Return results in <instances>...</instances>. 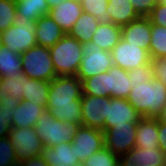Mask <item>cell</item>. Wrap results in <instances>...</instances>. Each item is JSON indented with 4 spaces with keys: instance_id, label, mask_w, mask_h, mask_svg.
I'll return each mask as SVG.
<instances>
[{
    "instance_id": "9c48e42d",
    "label": "cell",
    "mask_w": 166,
    "mask_h": 166,
    "mask_svg": "<svg viewBox=\"0 0 166 166\" xmlns=\"http://www.w3.org/2000/svg\"><path fill=\"white\" fill-rule=\"evenodd\" d=\"M113 64L124 70L132 71L151 62L146 49L127 43L122 38L111 50Z\"/></svg>"
},
{
    "instance_id": "f6af8a7d",
    "label": "cell",
    "mask_w": 166,
    "mask_h": 166,
    "mask_svg": "<svg viewBox=\"0 0 166 166\" xmlns=\"http://www.w3.org/2000/svg\"><path fill=\"white\" fill-rule=\"evenodd\" d=\"M162 119L166 121V109H165V113H164Z\"/></svg>"
},
{
    "instance_id": "1f68e13d",
    "label": "cell",
    "mask_w": 166,
    "mask_h": 166,
    "mask_svg": "<svg viewBox=\"0 0 166 166\" xmlns=\"http://www.w3.org/2000/svg\"><path fill=\"white\" fill-rule=\"evenodd\" d=\"M83 12L91 14L99 23H112L111 15L106 10L108 0H80Z\"/></svg>"
},
{
    "instance_id": "8992f818",
    "label": "cell",
    "mask_w": 166,
    "mask_h": 166,
    "mask_svg": "<svg viewBox=\"0 0 166 166\" xmlns=\"http://www.w3.org/2000/svg\"><path fill=\"white\" fill-rule=\"evenodd\" d=\"M35 33L36 21L15 16L14 24L1 32L3 45L12 52L22 54L37 45Z\"/></svg>"
},
{
    "instance_id": "d4e9b609",
    "label": "cell",
    "mask_w": 166,
    "mask_h": 166,
    "mask_svg": "<svg viewBox=\"0 0 166 166\" xmlns=\"http://www.w3.org/2000/svg\"><path fill=\"white\" fill-rule=\"evenodd\" d=\"M16 16L21 19L37 21L43 15H49L50 8L46 0H15Z\"/></svg>"
},
{
    "instance_id": "d590c367",
    "label": "cell",
    "mask_w": 166,
    "mask_h": 166,
    "mask_svg": "<svg viewBox=\"0 0 166 166\" xmlns=\"http://www.w3.org/2000/svg\"><path fill=\"white\" fill-rule=\"evenodd\" d=\"M129 72L130 83L148 82L153 80L152 62Z\"/></svg>"
},
{
    "instance_id": "83f0119b",
    "label": "cell",
    "mask_w": 166,
    "mask_h": 166,
    "mask_svg": "<svg viewBox=\"0 0 166 166\" xmlns=\"http://www.w3.org/2000/svg\"><path fill=\"white\" fill-rule=\"evenodd\" d=\"M29 79L24 73L16 74V76L0 78V85L3 93L10 98H16L20 101L26 95V81Z\"/></svg>"
},
{
    "instance_id": "bcb514c9",
    "label": "cell",
    "mask_w": 166,
    "mask_h": 166,
    "mask_svg": "<svg viewBox=\"0 0 166 166\" xmlns=\"http://www.w3.org/2000/svg\"><path fill=\"white\" fill-rule=\"evenodd\" d=\"M54 166H71V165H66L63 163V165H54Z\"/></svg>"
},
{
    "instance_id": "74e56055",
    "label": "cell",
    "mask_w": 166,
    "mask_h": 166,
    "mask_svg": "<svg viewBox=\"0 0 166 166\" xmlns=\"http://www.w3.org/2000/svg\"><path fill=\"white\" fill-rule=\"evenodd\" d=\"M148 17L152 24L166 27V5L157 3Z\"/></svg>"
},
{
    "instance_id": "d6986e66",
    "label": "cell",
    "mask_w": 166,
    "mask_h": 166,
    "mask_svg": "<svg viewBox=\"0 0 166 166\" xmlns=\"http://www.w3.org/2000/svg\"><path fill=\"white\" fill-rule=\"evenodd\" d=\"M64 35L65 32L57 25L50 15H43L36 21L35 37L37 45L51 48Z\"/></svg>"
},
{
    "instance_id": "4316f807",
    "label": "cell",
    "mask_w": 166,
    "mask_h": 166,
    "mask_svg": "<svg viewBox=\"0 0 166 166\" xmlns=\"http://www.w3.org/2000/svg\"><path fill=\"white\" fill-rule=\"evenodd\" d=\"M49 89V81L29 78L26 81V95L23 97V100H28L39 106L46 107Z\"/></svg>"
},
{
    "instance_id": "60d3db41",
    "label": "cell",
    "mask_w": 166,
    "mask_h": 166,
    "mask_svg": "<svg viewBox=\"0 0 166 166\" xmlns=\"http://www.w3.org/2000/svg\"><path fill=\"white\" fill-rule=\"evenodd\" d=\"M18 166H49L43 156L32 157L27 161L18 163Z\"/></svg>"
},
{
    "instance_id": "ba28073f",
    "label": "cell",
    "mask_w": 166,
    "mask_h": 166,
    "mask_svg": "<svg viewBox=\"0 0 166 166\" xmlns=\"http://www.w3.org/2000/svg\"><path fill=\"white\" fill-rule=\"evenodd\" d=\"M8 137L14 147L18 163L42 155V151L45 148L34 127L12 128Z\"/></svg>"
},
{
    "instance_id": "836d02e7",
    "label": "cell",
    "mask_w": 166,
    "mask_h": 166,
    "mask_svg": "<svg viewBox=\"0 0 166 166\" xmlns=\"http://www.w3.org/2000/svg\"><path fill=\"white\" fill-rule=\"evenodd\" d=\"M16 16L15 0H0V32L14 24Z\"/></svg>"
},
{
    "instance_id": "5bb4252c",
    "label": "cell",
    "mask_w": 166,
    "mask_h": 166,
    "mask_svg": "<svg viewBox=\"0 0 166 166\" xmlns=\"http://www.w3.org/2000/svg\"><path fill=\"white\" fill-rule=\"evenodd\" d=\"M166 162V156L161 148L134 147L119 157L121 166H160Z\"/></svg>"
},
{
    "instance_id": "f35d334b",
    "label": "cell",
    "mask_w": 166,
    "mask_h": 166,
    "mask_svg": "<svg viewBox=\"0 0 166 166\" xmlns=\"http://www.w3.org/2000/svg\"><path fill=\"white\" fill-rule=\"evenodd\" d=\"M151 62L153 78L162 81L166 85V58H154Z\"/></svg>"
},
{
    "instance_id": "44dd1931",
    "label": "cell",
    "mask_w": 166,
    "mask_h": 166,
    "mask_svg": "<svg viewBox=\"0 0 166 166\" xmlns=\"http://www.w3.org/2000/svg\"><path fill=\"white\" fill-rule=\"evenodd\" d=\"M135 147L160 148L158 143V118L142 117L137 123Z\"/></svg>"
},
{
    "instance_id": "8d00e7d4",
    "label": "cell",
    "mask_w": 166,
    "mask_h": 166,
    "mask_svg": "<svg viewBox=\"0 0 166 166\" xmlns=\"http://www.w3.org/2000/svg\"><path fill=\"white\" fill-rule=\"evenodd\" d=\"M136 13L141 17H148L153 7L157 4V0H130Z\"/></svg>"
},
{
    "instance_id": "8fae6325",
    "label": "cell",
    "mask_w": 166,
    "mask_h": 166,
    "mask_svg": "<svg viewBox=\"0 0 166 166\" xmlns=\"http://www.w3.org/2000/svg\"><path fill=\"white\" fill-rule=\"evenodd\" d=\"M104 142V132L102 130L85 126H79L72 138L76 156L81 162L105 147Z\"/></svg>"
},
{
    "instance_id": "7c38bea8",
    "label": "cell",
    "mask_w": 166,
    "mask_h": 166,
    "mask_svg": "<svg viewBox=\"0 0 166 166\" xmlns=\"http://www.w3.org/2000/svg\"><path fill=\"white\" fill-rule=\"evenodd\" d=\"M111 97L83 94L81 97L82 126L100 129L104 132L107 102Z\"/></svg>"
},
{
    "instance_id": "5b68a950",
    "label": "cell",
    "mask_w": 166,
    "mask_h": 166,
    "mask_svg": "<svg viewBox=\"0 0 166 166\" xmlns=\"http://www.w3.org/2000/svg\"><path fill=\"white\" fill-rule=\"evenodd\" d=\"M22 71L30 79L52 81L57 77L50 50L35 45L21 54Z\"/></svg>"
},
{
    "instance_id": "4dcf8cb0",
    "label": "cell",
    "mask_w": 166,
    "mask_h": 166,
    "mask_svg": "<svg viewBox=\"0 0 166 166\" xmlns=\"http://www.w3.org/2000/svg\"><path fill=\"white\" fill-rule=\"evenodd\" d=\"M83 94L90 96H108L107 72L91 76L82 81Z\"/></svg>"
},
{
    "instance_id": "9a60e30c",
    "label": "cell",
    "mask_w": 166,
    "mask_h": 166,
    "mask_svg": "<svg viewBox=\"0 0 166 166\" xmlns=\"http://www.w3.org/2000/svg\"><path fill=\"white\" fill-rule=\"evenodd\" d=\"M121 38L127 43L149 50L151 43V20L149 17H139L121 27Z\"/></svg>"
},
{
    "instance_id": "ffe728a7",
    "label": "cell",
    "mask_w": 166,
    "mask_h": 166,
    "mask_svg": "<svg viewBox=\"0 0 166 166\" xmlns=\"http://www.w3.org/2000/svg\"><path fill=\"white\" fill-rule=\"evenodd\" d=\"M108 96L127 99L133 86L130 84L129 72L113 65L107 72Z\"/></svg>"
},
{
    "instance_id": "ee69618b",
    "label": "cell",
    "mask_w": 166,
    "mask_h": 166,
    "mask_svg": "<svg viewBox=\"0 0 166 166\" xmlns=\"http://www.w3.org/2000/svg\"><path fill=\"white\" fill-rule=\"evenodd\" d=\"M157 3L166 5V0H157Z\"/></svg>"
},
{
    "instance_id": "603a6c76",
    "label": "cell",
    "mask_w": 166,
    "mask_h": 166,
    "mask_svg": "<svg viewBox=\"0 0 166 166\" xmlns=\"http://www.w3.org/2000/svg\"><path fill=\"white\" fill-rule=\"evenodd\" d=\"M106 10L111 15V22L121 27L140 17L130 0H108Z\"/></svg>"
},
{
    "instance_id": "7bdbcfd3",
    "label": "cell",
    "mask_w": 166,
    "mask_h": 166,
    "mask_svg": "<svg viewBox=\"0 0 166 166\" xmlns=\"http://www.w3.org/2000/svg\"><path fill=\"white\" fill-rule=\"evenodd\" d=\"M3 46V38H2V34L0 32V48Z\"/></svg>"
},
{
    "instance_id": "484cf974",
    "label": "cell",
    "mask_w": 166,
    "mask_h": 166,
    "mask_svg": "<svg viewBox=\"0 0 166 166\" xmlns=\"http://www.w3.org/2000/svg\"><path fill=\"white\" fill-rule=\"evenodd\" d=\"M21 73H23L21 54L12 52L3 45L0 48V78Z\"/></svg>"
},
{
    "instance_id": "6da1fadb",
    "label": "cell",
    "mask_w": 166,
    "mask_h": 166,
    "mask_svg": "<svg viewBox=\"0 0 166 166\" xmlns=\"http://www.w3.org/2000/svg\"><path fill=\"white\" fill-rule=\"evenodd\" d=\"M82 95L83 83L77 76H57L50 81L46 110L62 122L82 126Z\"/></svg>"
},
{
    "instance_id": "f546056e",
    "label": "cell",
    "mask_w": 166,
    "mask_h": 166,
    "mask_svg": "<svg viewBox=\"0 0 166 166\" xmlns=\"http://www.w3.org/2000/svg\"><path fill=\"white\" fill-rule=\"evenodd\" d=\"M149 56L154 58H166V27L151 23V43Z\"/></svg>"
},
{
    "instance_id": "e575fe53",
    "label": "cell",
    "mask_w": 166,
    "mask_h": 166,
    "mask_svg": "<svg viewBox=\"0 0 166 166\" xmlns=\"http://www.w3.org/2000/svg\"><path fill=\"white\" fill-rule=\"evenodd\" d=\"M0 166H18V159L9 137L0 139Z\"/></svg>"
},
{
    "instance_id": "b9f144b4",
    "label": "cell",
    "mask_w": 166,
    "mask_h": 166,
    "mask_svg": "<svg viewBox=\"0 0 166 166\" xmlns=\"http://www.w3.org/2000/svg\"><path fill=\"white\" fill-rule=\"evenodd\" d=\"M46 1L49 5V8L52 9V8L56 7L58 4L62 3L65 0H46Z\"/></svg>"
},
{
    "instance_id": "ab89813d",
    "label": "cell",
    "mask_w": 166,
    "mask_h": 166,
    "mask_svg": "<svg viewBox=\"0 0 166 166\" xmlns=\"http://www.w3.org/2000/svg\"><path fill=\"white\" fill-rule=\"evenodd\" d=\"M158 143L166 156V121L158 118Z\"/></svg>"
},
{
    "instance_id": "4fadbf2b",
    "label": "cell",
    "mask_w": 166,
    "mask_h": 166,
    "mask_svg": "<svg viewBox=\"0 0 166 166\" xmlns=\"http://www.w3.org/2000/svg\"><path fill=\"white\" fill-rule=\"evenodd\" d=\"M142 115L134 106L123 98H111L107 102L106 119L104 121V131L115 126L128 123H138Z\"/></svg>"
},
{
    "instance_id": "f1b7e54d",
    "label": "cell",
    "mask_w": 166,
    "mask_h": 166,
    "mask_svg": "<svg viewBox=\"0 0 166 166\" xmlns=\"http://www.w3.org/2000/svg\"><path fill=\"white\" fill-rule=\"evenodd\" d=\"M19 104V99L15 97L10 98L6 93L2 92L0 96V139L10 135L12 129L11 107L18 106Z\"/></svg>"
},
{
    "instance_id": "277c9868",
    "label": "cell",
    "mask_w": 166,
    "mask_h": 166,
    "mask_svg": "<svg viewBox=\"0 0 166 166\" xmlns=\"http://www.w3.org/2000/svg\"><path fill=\"white\" fill-rule=\"evenodd\" d=\"M80 125L66 123L54 118L48 110L38 118L34 129L46 147H53L64 142H72Z\"/></svg>"
},
{
    "instance_id": "7dc6e473",
    "label": "cell",
    "mask_w": 166,
    "mask_h": 166,
    "mask_svg": "<svg viewBox=\"0 0 166 166\" xmlns=\"http://www.w3.org/2000/svg\"><path fill=\"white\" fill-rule=\"evenodd\" d=\"M1 94H2V89H1V85H0V96H1Z\"/></svg>"
},
{
    "instance_id": "ac0fdd59",
    "label": "cell",
    "mask_w": 166,
    "mask_h": 166,
    "mask_svg": "<svg viewBox=\"0 0 166 166\" xmlns=\"http://www.w3.org/2000/svg\"><path fill=\"white\" fill-rule=\"evenodd\" d=\"M42 156L49 166L71 165L81 166L82 162L76 156L75 146L72 142H64L53 147H46L42 151Z\"/></svg>"
},
{
    "instance_id": "d6a6232c",
    "label": "cell",
    "mask_w": 166,
    "mask_h": 166,
    "mask_svg": "<svg viewBox=\"0 0 166 166\" xmlns=\"http://www.w3.org/2000/svg\"><path fill=\"white\" fill-rule=\"evenodd\" d=\"M119 157L109 151L106 147L96 151L88 159L84 160L81 166H118Z\"/></svg>"
},
{
    "instance_id": "e0dca14e",
    "label": "cell",
    "mask_w": 166,
    "mask_h": 166,
    "mask_svg": "<svg viewBox=\"0 0 166 166\" xmlns=\"http://www.w3.org/2000/svg\"><path fill=\"white\" fill-rule=\"evenodd\" d=\"M44 111H46V107L39 106L28 100H21L18 106L11 107L12 128L34 127Z\"/></svg>"
},
{
    "instance_id": "7402d4cb",
    "label": "cell",
    "mask_w": 166,
    "mask_h": 166,
    "mask_svg": "<svg viewBox=\"0 0 166 166\" xmlns=\"http://www.w3.org/2000/svg\"><path fill=\"white\" fill-rule=\"evenodd\" d=\"M120 39L121 26L113 23H99L91 42L100 46L101 49L111 52Z\"/></svg>"
},
{
    "instance_id": "3957f363",
    "label": "cell",
    "mask_w": 166,
    "mask_h": 166,
    "mask_svg": "<svg viewBox=\"0 0 166 166\" xmlns=\"http://www.w3.org/2000/svg\"><path fill=\"white\" fill-rule=\"evenodd\" d=\"M49 50L57 76H76L83 58L82 44L77 39L65 34Z\"/></svg>"
},
{
    "instance_id": "cb8c5ba5",
    "label": "cell",
    "mask_w": 166,
    "mask_h": 166,
    "mask_svg": "<svg viewBox=\"0 0 166 166\" xmlns=\"http://www.w3.org/2000/svg\"><path fill=\"white\" fill-rule=\"evenodd\" d=\"M99 21L97 18L83 12L77 19L68 35L77 39L81 44L91 42V38L95 33Z\"/></svg>"
},
{
    "instance_id": "52a82bcc",
    "label": "cell",
    "mask_w": 166,
    "mask_h": 166,
    "mask_svg": "<svg viewBox=\"0 0 166 166\" xmlns=\"http://www.w3.org/2000/svg\"><path fill=\"white\" fill-rule=\"evenodd\" d=\"M82 50L83 58L76 74L81 81L106 73L114 65L111 52L101 49L94 42L83 43Z\"/></svg>"
},
{
    "instance_id": "7a4b0ae2",
    "label": "cell",
    "mask_w": 166,
    "mask_h": 166,
    "mask_svg": "<svg viewBox=\"0 0 166 166\" xmlns=\"http://www.w3.org/2000/svg\"><path fill=\"white\" fill-rule=\"evenodd\" d=\"M130 84L133 87L127 100L142 117L162 118L166 109V85L157 79Z\"/></svg>"
},
{
    "instance_id": "30bf717a",
    "label": "cell",
    "mask_w": 166,
    "mask_h": 166,
    "mask_svg": "<svg viewBox=\"0 0 166 166\" xmlns=\"http://www.w3.org/2000/svg\"><path fill=\"white\" fill-rule=\"evenodd\" d=\"M137 123L115 125L104 131L105 147L120 157L135 147Z\"/></svg>"
},
{
    "instance_id": "2e32d148",
    "label": "cell",
    "mask_w": 166,
    "mask_h": 166,
    "mask_svg": "<svg viewBox=\"0 0 166 166\" xmlns=\"http://www.w3.org/2000/svg\"><path fill=\"white\" fill-rule=\"evenodd\" d=\"M82 13L80 0H65L50 9L49 15L68 34Z\"/></svg>"
}]
</instances>
